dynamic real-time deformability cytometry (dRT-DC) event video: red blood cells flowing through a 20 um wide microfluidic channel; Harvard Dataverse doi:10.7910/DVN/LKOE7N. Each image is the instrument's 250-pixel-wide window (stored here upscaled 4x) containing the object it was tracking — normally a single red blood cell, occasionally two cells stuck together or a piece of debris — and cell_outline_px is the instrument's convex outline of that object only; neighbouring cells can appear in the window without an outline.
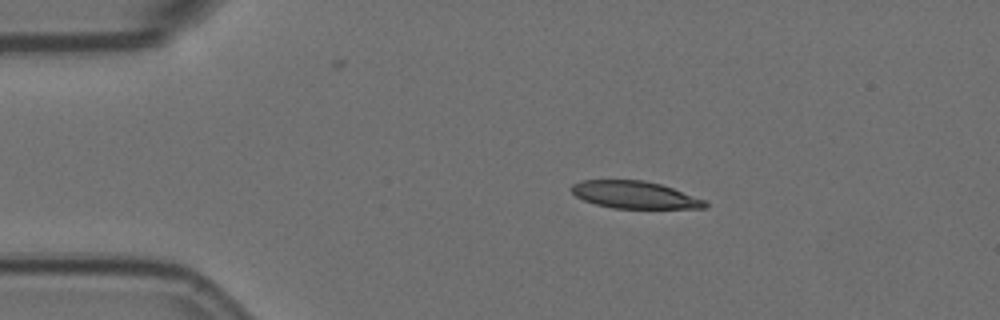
{"species": "Egyptian fruit bat (a non-hibernating species)", "species_latin": "Rousettus aegyptiacus", "temperature_condition": "room temperature", "stored_images_in_passage": 5, "camera_frame_rate_fps": 3000, "um_per_image_px": 0.085, "animal": {"sex": "female"}, "frame": {"image": 1, "passage_image": 2, "time_ms": 0.333, "image_size_px": [1000, 320], "cell_outline_px": [[708, 204], [704, 208], [612, 208], [596, 204], [584, 200], [576, 196], [568, 188], [572, 184], [580, 180], [644, 180], [660, 184], [708, 200]], "centroid_in_image_um": [53.94, 16.55], "position_along_channel_um": 31.1, "area_um2": 21.33}}
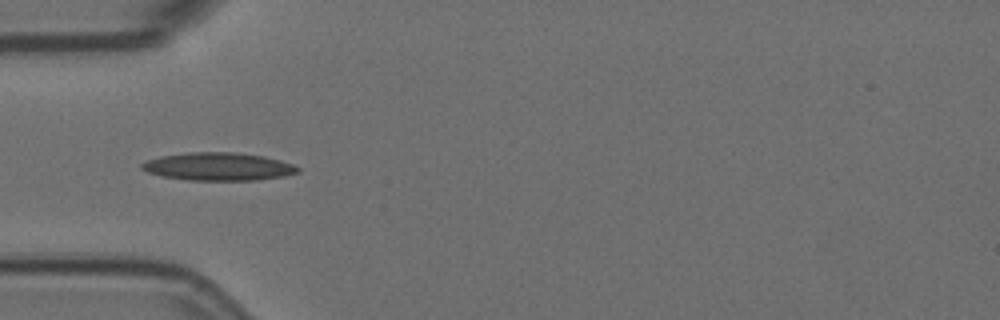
{"frame": {"image": 2, "passage_image": 4, "time_ms": 1.0, "image_size_px": [1000, 320], "cell_outline_px": [[300, 172], [284, 176], [260, 180], [188, 180], [160, 176], [148, 172], [140, 168], [140, 164], [144, 160], [160, 156], [188, 152], [236, 152], [264, 156], [280, 160], [292, 164], [300, 168]], "centroid_in_image_um": [18.54, 14.15], "position_along_channel_um": 66.5, "area_um2": 25.66}}
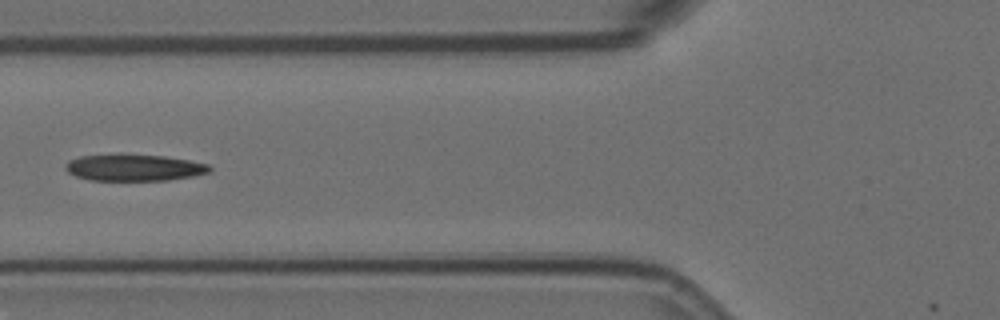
{"frame": {"image": 3, "passage_image": 5, "time_ms": 1.333, "image_size_px": [1000, 320], "cell_outline_px": [[212, 172], [192, 176], [168, 180], [88, 180], [76, 176], [68, 172], [64, 168], [64, 164], [68, 160], [80, 156], [120, 152], [164, 156], [188, 160], [208, 164], [212, 168]], "centroid_in_image_um": [11.35, 14.21], "position_along_channel_um": 114.5, "area_um2": 23.0}}